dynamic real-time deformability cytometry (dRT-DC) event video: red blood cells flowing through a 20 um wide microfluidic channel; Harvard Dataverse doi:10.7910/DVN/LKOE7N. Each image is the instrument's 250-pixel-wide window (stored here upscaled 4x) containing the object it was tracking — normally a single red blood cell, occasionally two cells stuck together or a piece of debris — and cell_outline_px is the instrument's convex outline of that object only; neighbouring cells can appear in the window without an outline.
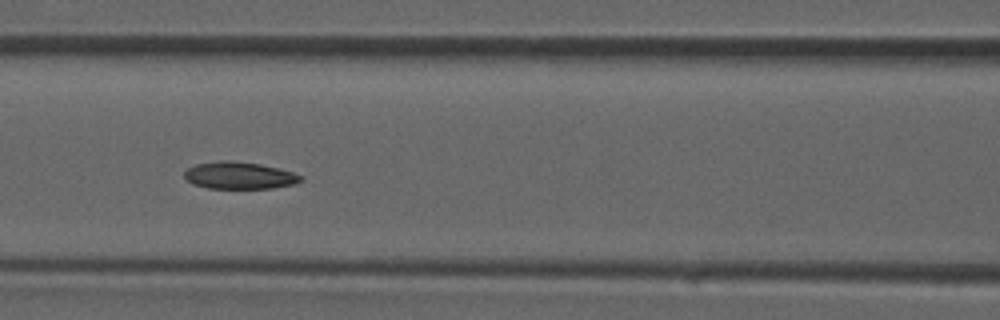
{"species": "common noctule bat (a hibernating species)", "species_latin": "Nyctalus noctula", "temperature_condition": "room temperature", "stored_images_in_passage": 40, "camera_frame_rate_fps": 3000, "um_per_image_px": 0.085, "animal": {"sex": "male", "forearm_length_mm": 52.5}, "frame": {"image": 1, "passage_image": 18, "time_ms": 5.667, "image_size_px": [1000, 320], "cell_outline_px": [[304, 180], [296, 184], [272, 188], [208, 188], [192, 184], [184, 176], [184, 172], [188, 168], [196, 164], [220, 160], [228, 160], [260, 164], [292, 172], [304, 176]], "centroid_in_image_um": [20.36, 14.92], "position_along_channel_um": 146.2, "area_um2": 18.38}}
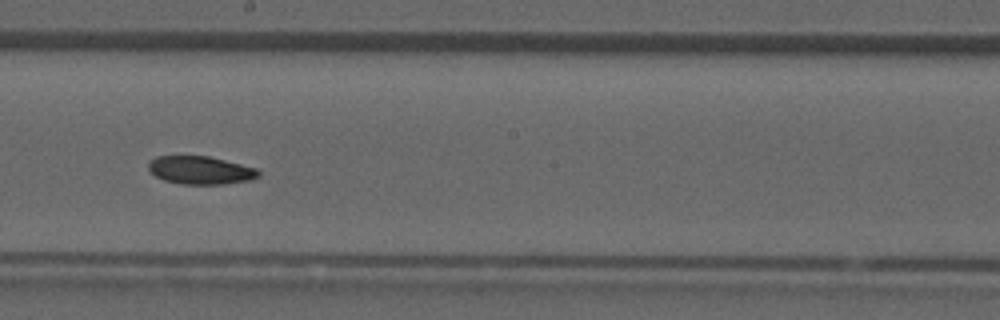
{"frame": {"image": 2, "passage_image": 23, "time_ms": 7.333, "image_size_px": [1000, 320], "cell_outline_px": [[260, 176], [252, 180], [224, 184], [180, 184], [164, 180], [156, 176], [148, 168], [148, 160], [156, 156], [208, 156], [256, 168], [260, 172]], "centroid_in_image_um": [17.04, 14.47], "position_along_channel_um": 231.2, "area_um2": 18.03}}